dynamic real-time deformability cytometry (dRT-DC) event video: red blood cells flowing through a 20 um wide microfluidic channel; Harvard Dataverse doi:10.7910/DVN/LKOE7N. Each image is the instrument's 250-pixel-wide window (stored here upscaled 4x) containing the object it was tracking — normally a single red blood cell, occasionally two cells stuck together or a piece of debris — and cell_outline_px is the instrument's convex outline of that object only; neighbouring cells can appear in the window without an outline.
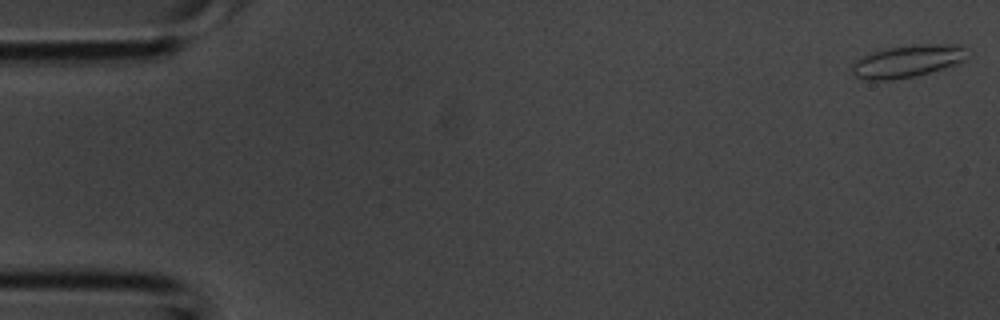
{"species": "common noctule bat (a hibernating species)", "species_latin": "Nyctalus noctula", "temperature_condition": "room temperature", "stored_images_in_passage": 5, "camera_frame_rate_fps": 3000, "um_per_image_px": 0.085, "animal": {"sex": "male", "body_mass_g": 20.1, "forearm_length_mm": 53.5}, "frame": {"image": 1, "passage_image": 1, "time_ms": 0.0, "image_size_px": [1000, 320], "cell_outline_px": [[964, 60], [956, 64], [928, 72], [912, 76], [892, 80], [872, 80], [856, 76], [852, 72], [852, 64], [856, 60], [864, 56], [888, 48], [920, 44], [956, 44], [964, 48]], "centroid_in_image_um": [77.11, 5.2], "position_along_channel_um": 7.9, "area_um2": 20.98}}
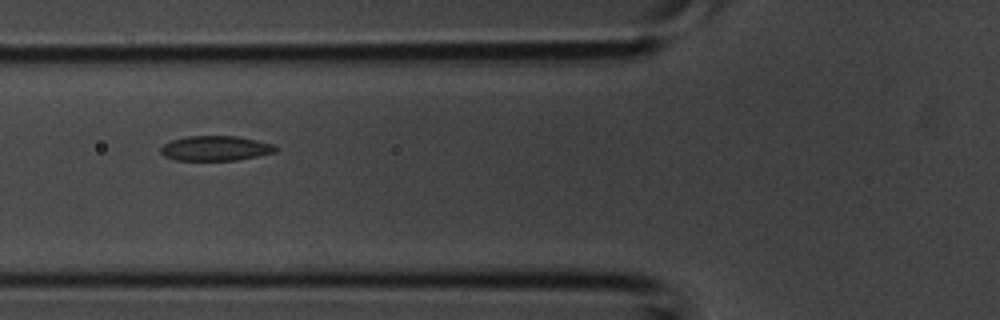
{"frame": {"image": 2, "passage_image": 5, "time_ms": 1.333, "image_size_px": [1000, 320], "cell_outline_px": [[276, 152], [236, 160], [172, 160], [164, 156], [160, 152], [160, 148], [164, 144], [172, 140], [188, 136], [236, 136], [276, 144]], "centroid_in_image_um": [18.3, 12.6], "position_along_channel_um": 107.5, "area_um2": 16.65}}